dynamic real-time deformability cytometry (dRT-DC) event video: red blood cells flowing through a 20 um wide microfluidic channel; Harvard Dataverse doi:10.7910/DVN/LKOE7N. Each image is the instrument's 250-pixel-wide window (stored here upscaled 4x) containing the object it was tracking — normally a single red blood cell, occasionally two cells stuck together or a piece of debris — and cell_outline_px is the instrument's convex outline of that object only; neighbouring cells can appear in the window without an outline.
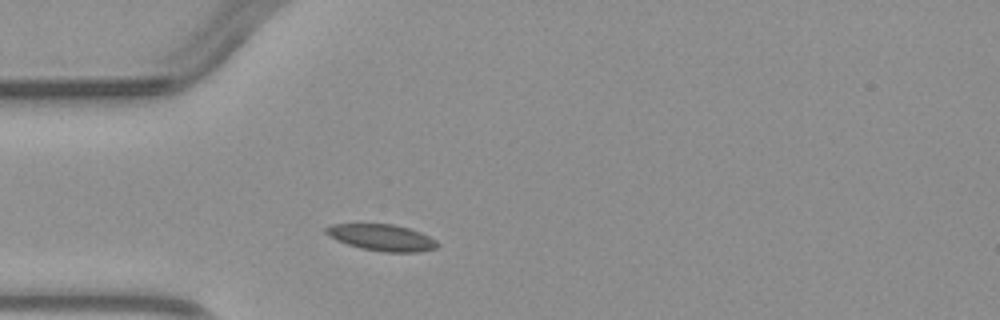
{"species": "common noctule bat (a hibernating species)", "species_latin": "Nyctalus noctula", "temperature_condition": "warm", "stored_images_in_passage": 3, "camera_frame_rate_fps": 3000, "um_per_image_px": 0.085, "animal": {"sex": "male", "body_mass_g": 23.1, "forearm_length_mm": 52.7}, "frame": {"image": 1, "passage_image": 3, "time_ms": 3.333, "image_size_px": [1000, 320], "cell_outline_px": [[440, 244], [436, 248], [420, 252], [384, 252], [360, 248], [336, 240], [328, 236], [324, 232], [324, 228], [332, 224], [392, 224], [408, 228], [420, 232], [436, 240]], "centroid_in_image_um": [32.44, 20.19], "position_along_channel_um": 52.6, "area_um2": 17.22}}